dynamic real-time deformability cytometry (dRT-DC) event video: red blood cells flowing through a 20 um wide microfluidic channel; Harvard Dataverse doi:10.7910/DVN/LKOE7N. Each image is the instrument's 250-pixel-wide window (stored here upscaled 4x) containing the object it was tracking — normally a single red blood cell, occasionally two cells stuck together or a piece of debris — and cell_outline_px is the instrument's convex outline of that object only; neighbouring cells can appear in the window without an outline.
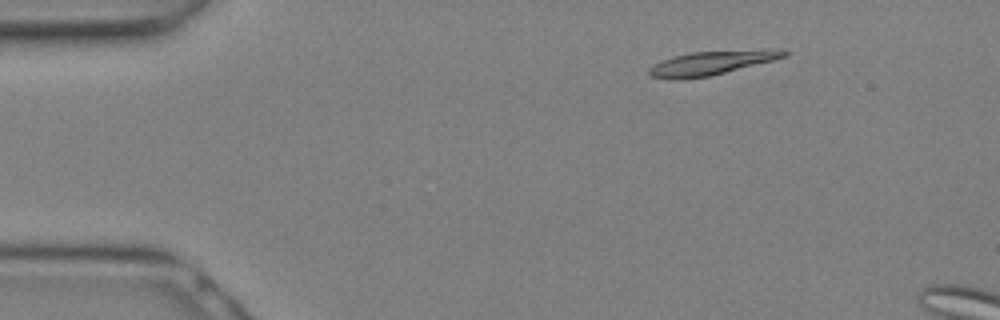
{"species": "Egyptian fruit bat (a non-hibernating species)", "species_latin": "Rousettus aegyptiacus", "temperature_condition": "warm", "stored_images_in_passage": 7, "camera_frame_rate_fps": 3000, "um_per_image_px": 0.085, "animal": {"sex": "female"}, "frame": {"image": 1, "passage_image": 4, "time_ms": 1.0, "image_size_px": [1000, 320], "cell_outline_px": [[792, 52], [788, 56], [708, 76], [684, 80], [668, 80], [652, 76], [648, 72], [648, 68], [652, 64], [660, 60], [672, 56], [692, 52], [768, 48], [784, 48]], "centroid_in_image_um": [60.51, 5.32], "position_along_channel_um": 24.5, "area_um2": 19.42}}